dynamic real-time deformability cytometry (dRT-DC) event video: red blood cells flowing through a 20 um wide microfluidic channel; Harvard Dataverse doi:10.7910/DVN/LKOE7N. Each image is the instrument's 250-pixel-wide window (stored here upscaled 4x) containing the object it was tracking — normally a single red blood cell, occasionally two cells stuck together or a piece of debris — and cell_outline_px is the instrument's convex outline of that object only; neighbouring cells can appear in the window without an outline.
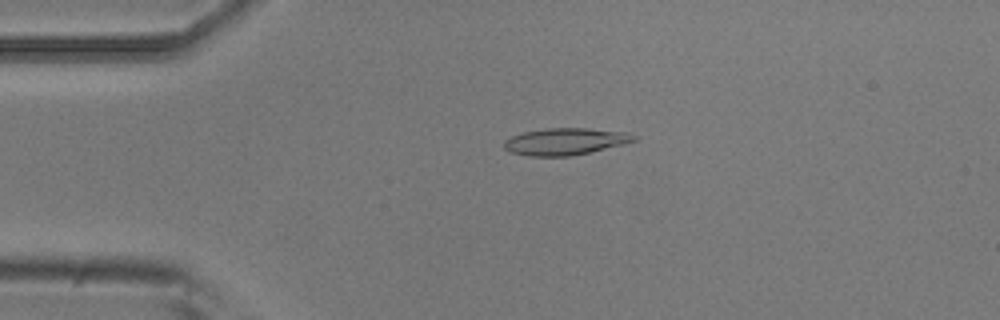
{"species": "common noctule bat (a hibernating species)", "species_latin": "Nyctalus noctula", "temperature_condition": "room temperature", "stored_images_in_passage": 4, "camera_frame_rate_fps": 3000, "um_per_image_px": 0.085, "animal": {"sex": "male", "body_mass_g": 20.5, "forearm_length_mm": 52.5}, "frame": {"image": 1, "passage_image": 3, "time_ms": 0.667, "image_size_px": [1000, 320], "cell_outline_px": [[636, 140], [624, 144], [592, 152], [572, 156], [528, 156], [512, 152], [504, 148], [504, 140], [512, 136], [524, 132], [548, 128], [584, 128], [628, 132], [636, 136]], "centroid_in_image_um": [48.07, 12.03], "position_along_channel_um": 36.9, "area_um2": 20.35}}